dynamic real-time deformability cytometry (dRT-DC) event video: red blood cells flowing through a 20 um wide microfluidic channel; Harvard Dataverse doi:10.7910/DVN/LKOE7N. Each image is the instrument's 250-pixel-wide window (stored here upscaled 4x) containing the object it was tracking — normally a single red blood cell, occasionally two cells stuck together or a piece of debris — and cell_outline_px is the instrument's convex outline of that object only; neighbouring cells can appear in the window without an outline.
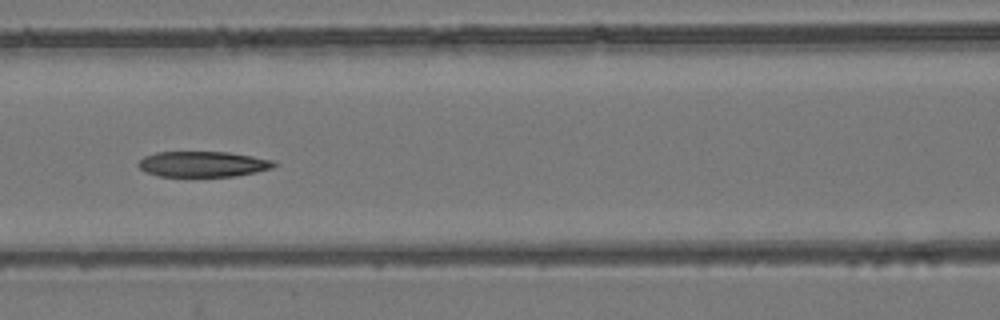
{"species": "common noctule bat (a hibernating species)", "species_latin": "Nyctalus noctula", "temperature_condition": "room temperature", "stored_images_in_passage": 7, "camera_frame_rate_fps": 3000, "um_per_image_px": 0.085, "animal": {"sex": "female", "body_mass_g": 24.6, "forearm_length_mm": 56.2}, "frame": {"image": 1, "passage_image": 7, "time_ms": 7.0, "image_size_px": [1000, 320], "cell_outline_px": [[280, 164], [272, 168], [256, 172], [236, 176], [160, 176], [144, 172], [136, 164], [144, 156], [156, 152], [228, 152], [276, 160]], "centroid_in_image_um": [17.28, 13.94], "position_along_channel_um": 149.3, "area_um2": 20.4}}